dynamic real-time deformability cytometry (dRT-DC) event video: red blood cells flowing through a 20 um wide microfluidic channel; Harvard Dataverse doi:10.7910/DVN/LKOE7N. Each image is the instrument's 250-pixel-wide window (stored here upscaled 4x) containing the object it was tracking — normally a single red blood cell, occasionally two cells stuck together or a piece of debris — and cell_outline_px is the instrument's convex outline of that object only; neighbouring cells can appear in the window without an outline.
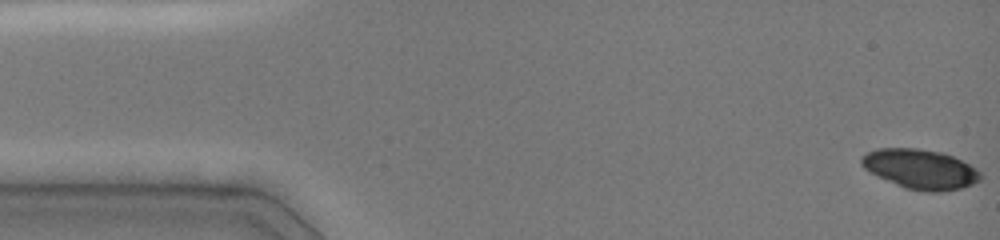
{"species": "common noctule bat (a hibernating species)", "species_latin": "Nyctalus noctula", "temperature_condition": "cold", "stored_images_in_passage": 32, "camera_frame_rate_fps": 3000, "um_per_image_px": 0.085, "animal": {"sex": "female", "body_mass_g": 19.0, "forearm_length_mm": 51.5}, "frame": {"image": 1, "passage_image": 1, "time_ms": 0.0, "image_size_px": [1000, 240], "cell_outline_px": [[984, 176], [980, 180], [972, 184], [960, 188], [944, 192], [924, 192], [904, 188], [864, 168], [860, 164], [860, 156], [876, 148], [916, 148], [944, 152], [976, 168]], "centroid_in_image_um": [78.25, 14.37], "position_along_channel_um": 6.8, "area_um2": 27.57}}
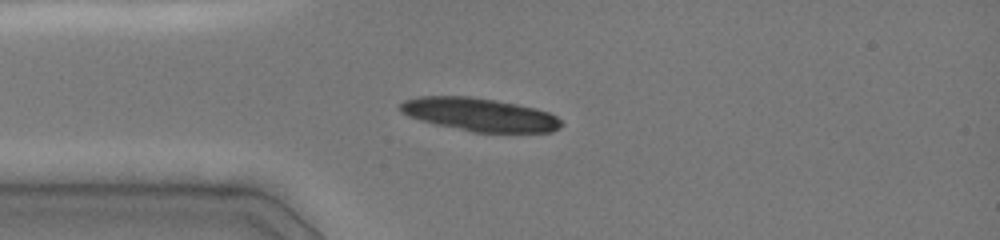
{"frame": {"image": 2, "passage_image": 11, "time_ms": 3.667, "image_size_px": [1000, 240], "cell_outline_px": [[564, 124], [560, 128], [552, 132], [472, 132], [436, 124], [420, 120], [408, 116], [400, 112], [400, 104], [404, 100], [420, 96], [468, 96], [516, 104], [536, 108], [548, 112], [556, 116]], "centroid_in_image_um": [40.77, 9.74], "position_along_channel_um": 44.2, "area_um2": 31.04}}